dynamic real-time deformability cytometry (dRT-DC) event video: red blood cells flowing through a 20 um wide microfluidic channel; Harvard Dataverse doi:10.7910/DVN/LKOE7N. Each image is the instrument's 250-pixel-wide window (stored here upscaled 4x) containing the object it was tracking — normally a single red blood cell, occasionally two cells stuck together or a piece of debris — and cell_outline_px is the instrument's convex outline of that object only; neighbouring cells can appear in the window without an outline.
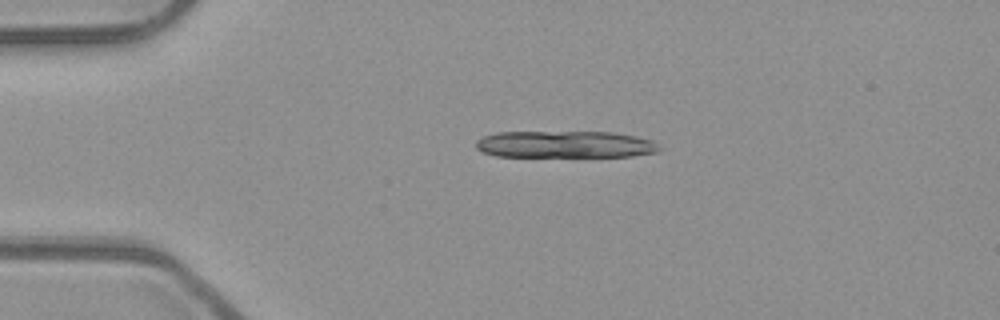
{"species": "common noctule bat (a hibernating species)", "species_latin": "Nyctalus noctula", "temperature_condition": "room temperature", "stored_images_in_passage": 10, "camera_frame_rate_fps": 3000, "um_per_image_px": 0.085, "animal": {"sex": "male", "body_mass_g": 23.1, "forearm_length_mm": 52.7}, "frame": {"image": 1, "passage_image": 1, "time_ms": 0.0, "image_size_px": [1000, 320], "cell_outline_px": [[660, 148], [656, 152], [632, 156], [496, 156], [484, 152], [476, 148], [476, 140], [484, 136], [496, 132], [612, 132], [636, 136], [652, 140]], "centroid_in_image_um": [48.01, 12.27], "position_along_channel_um": 37.0, "area_um2": 28.61}}
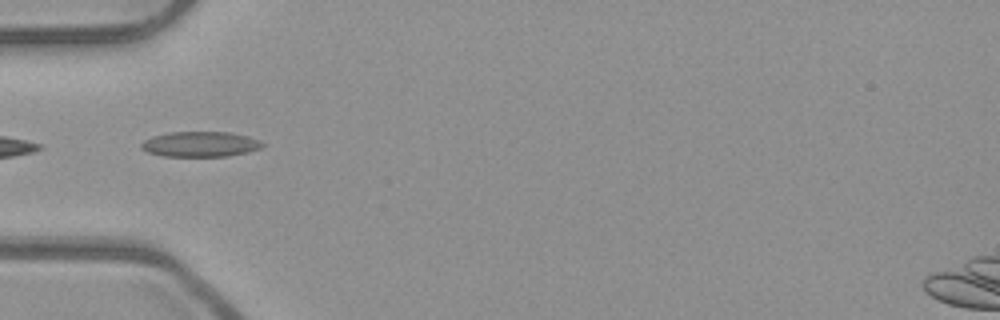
{"frame": {"image": 2, "passage_image": 7, "time_ms": 2.0, "image_size_px": [1000, 320], "cell_outline_px": [[268, 144], [260, 148], [248, 152], [228, 156], [164, 156], [148, 152], [140, 148], [140, 144], [144, 140], [152, 136], [168, 132], [232, 132], [248, 136], [260, 140]], "centroid_in_image_um": [17.05, 12.25], "position_along_channel_um": 67.9, "area_um2": 18.03}}